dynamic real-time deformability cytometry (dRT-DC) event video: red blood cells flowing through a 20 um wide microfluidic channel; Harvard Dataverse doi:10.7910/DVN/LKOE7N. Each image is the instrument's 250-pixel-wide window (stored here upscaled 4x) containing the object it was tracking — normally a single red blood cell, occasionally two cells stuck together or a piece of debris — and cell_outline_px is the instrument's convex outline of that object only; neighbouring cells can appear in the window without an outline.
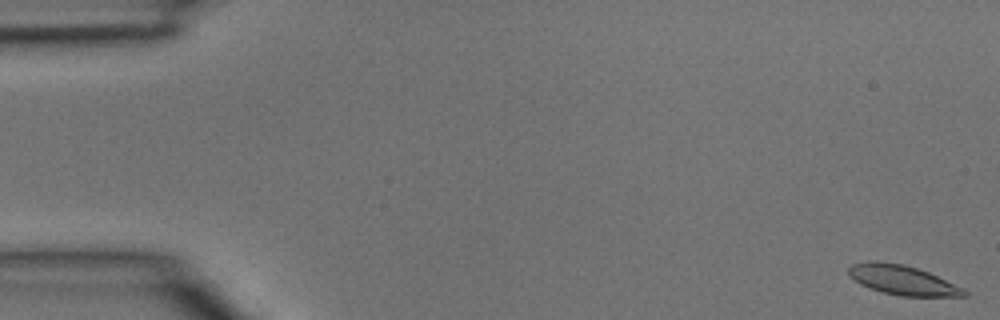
{"species": "common noctule bat (a hibernating species)", "species_latin": "Nyctalus noctula", "temperature_condition": "room temperature", "stored_images_in_passage": 4, "camera_frame_rate_fps": 3000, "um_per_image_px": 0.085, "animal": {"sex": "male", "body_mass_g": 15.6}, "frame": {"image": 1, "passage_image": 1, "time_ms": 0.0, "image_size_px": [1000, 320], "cell_outline_px": [[968, 296], [900, 296], [880, 292], [860, 284], [848, 272], [848, 268], [852, 264], [868, 260], [872, 260], [904, 264], [928, 272], [964, 288], [968, 292]], "centroid_in_image_um": [76.72, 23.8], "position_along_channel_um": 8.3, "area_um2": 19.88}}